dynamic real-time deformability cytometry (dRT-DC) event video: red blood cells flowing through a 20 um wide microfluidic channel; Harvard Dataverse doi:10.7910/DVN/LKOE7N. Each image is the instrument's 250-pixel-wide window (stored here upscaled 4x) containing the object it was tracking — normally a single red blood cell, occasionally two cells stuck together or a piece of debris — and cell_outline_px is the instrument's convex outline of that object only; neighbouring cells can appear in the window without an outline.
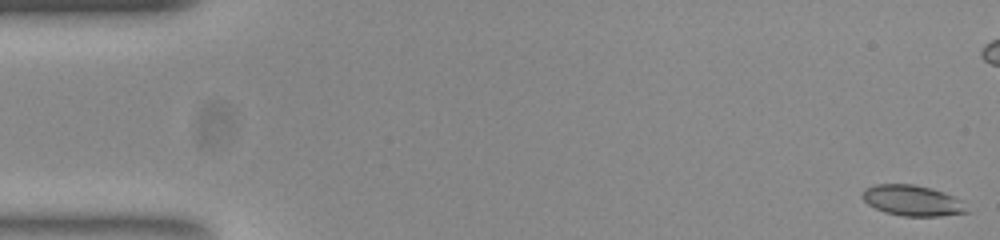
{"species": "common noctule bat (a hibernating species)", "species_latin": "Nyctalus noctula", "temperature_condition": "room temperature", "stored_images_in_passage": 55, "camera_frame_rate_fps": 3000, "um_per_image_px": 0.085, "animal": {"sex": "female", "body_mass_g": 23.0, "forearm_length_mm": 53.4}, "frame": {"image": 1, "passage_image": 1, "time_ms": 0.0, "image_size_px": [1000, 240], "cell_outline_px": [[972, 212], [940, 216], [904, 216], [884, 212], [868, 204], [860, 196], [864, 188], [876, 184], [916, 184], [932, 188], [944, 192], [960, 200]], "centroid_in_image_um": [77.55, 17.04], "position_along_channel_um": 7.4, "area_um2": 18.84}}
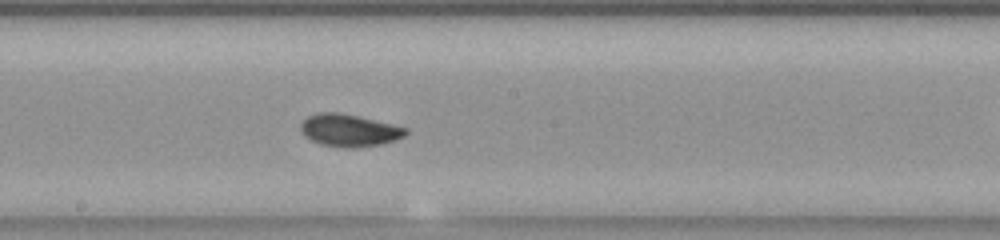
{"frame": {"image": 2, "passage_image": 29, "time_ms": 9.333, "image_size_px": [1000, 240], "cell_outline_px": [[408, 132], [404, 136], [380, 144], [348, 148], [320, 144], [304, 136], [300, 128], [300, 124], [308, 116], [316, 112], [340, 112], [360, 116], [408, 128]], "centroid_in_image_um": [29.65, 11.05], "position_along_channel_um": 218.5, "area_um2": 19.71}}
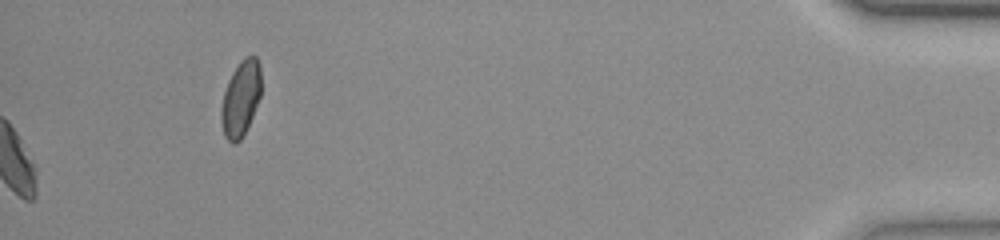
{"frame": {"image": 3, "passage_image": 55, "time_ms": 18.0, "image_size_px": [1000, 240], "cell_outline_px": [[260, 96], [252, 116], [240, 140], [236, 144], [232, 144], [224, 136], [220, 120], [220, 108], [224, 92], [228, 80], [232, 72], [240, 60], [244, 56], [256, 56], [260, 64]], "centroid_in_image_um": [20.43, 8.36], "position_along_channel_um": 414.8, "area_um2": 17.63}, "authors_computed_cell_mechanics": {"area_um2": 18.9006, "velocity_mm_per_s": 3.7577, "shape_relaxation_time_tau1_ms": 4.3751, "shape_relaxation_time_tau2_ms": 1.9162, "deformation_change_tau1": 0.1276, "deformation_change_tau2": 0.0394}}